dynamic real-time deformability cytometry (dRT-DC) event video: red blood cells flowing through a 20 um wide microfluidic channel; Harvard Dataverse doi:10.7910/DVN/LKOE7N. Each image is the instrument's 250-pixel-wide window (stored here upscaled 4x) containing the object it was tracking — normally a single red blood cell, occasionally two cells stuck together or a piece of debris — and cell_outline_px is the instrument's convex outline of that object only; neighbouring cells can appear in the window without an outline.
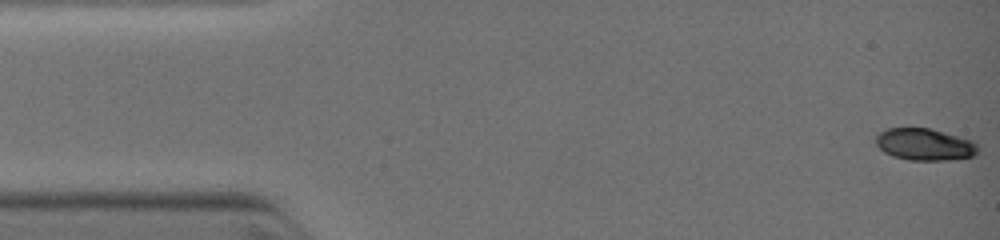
{"species": "common noctule bat (a hibernating species)", "species_latin": "Nyctalus noctula", "temperature_condition": "warm", "stored_images_in_passage": 15, "camera_frame_rate_fps": 3000, "um_per_image_px": 0.085, "animal": {"sex": "female", "body_mass_g": 19.0, "forearm_length_mm": 51.5}, "frame": {"image": 1, "passage_image": 1, "time_ms": 0.0, "image_size_px": [1000, 240], "cell_outline_px": [[980, 148], [972, 156], [944, 160], [912, 160], [892, 156], [884, 152], [876, 144], [876, 136], [880, 132], [888, 128], [928, 128], [944, 132], [972, 140]], "centroid_in_image_um": [78.58, 12.27], "position_along_channel_um": 6.4, "area_um2": 18.79}}
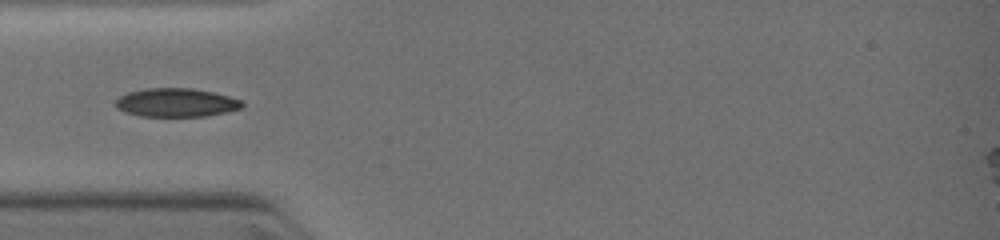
{"frame": {"image": 2, "passage_image": 11, "time_ms": 3.667, "image_size_px": [1000, 240], "cell_outline_px": [[244, 104], [240, 108], [224, 112], [204, 116], [140, 116], [124, 112], [116, 108], [116, 100], [120, 96], [128, 92], [148, 88], [192, 88], [212, 92], [228, 96], [240, 100]], "centroid_in_image_um": [14.93, 8.72], "position_along_channel_um": 70.1, "area_um2": 20.87}}
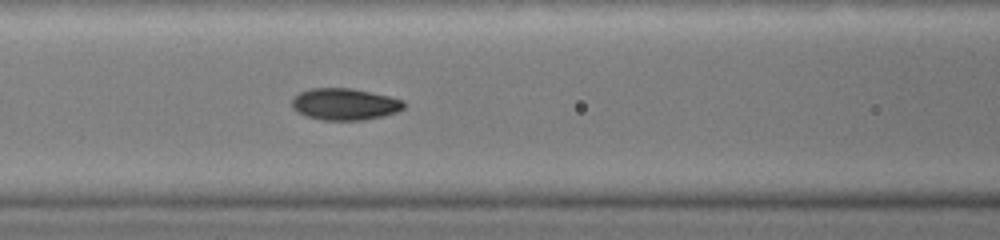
{"frame": {"image": 3, "passage_image": 15, "time_ms": 5.0, "image_size_px": [1000, 240], "cell_outline_px": [[404, 108], [396, 112], [384, 116], [364, 120], [324, 120], [308, 116], [296, 112], [292, 108], [292, 96], [300, 92], [312, 88], [348, 88], [388, 96], [404, 100]], "centroid_in_image_um": [29.27, 8.86], "position_along_channel_um": 137.3, "area_um2": 20.63}}